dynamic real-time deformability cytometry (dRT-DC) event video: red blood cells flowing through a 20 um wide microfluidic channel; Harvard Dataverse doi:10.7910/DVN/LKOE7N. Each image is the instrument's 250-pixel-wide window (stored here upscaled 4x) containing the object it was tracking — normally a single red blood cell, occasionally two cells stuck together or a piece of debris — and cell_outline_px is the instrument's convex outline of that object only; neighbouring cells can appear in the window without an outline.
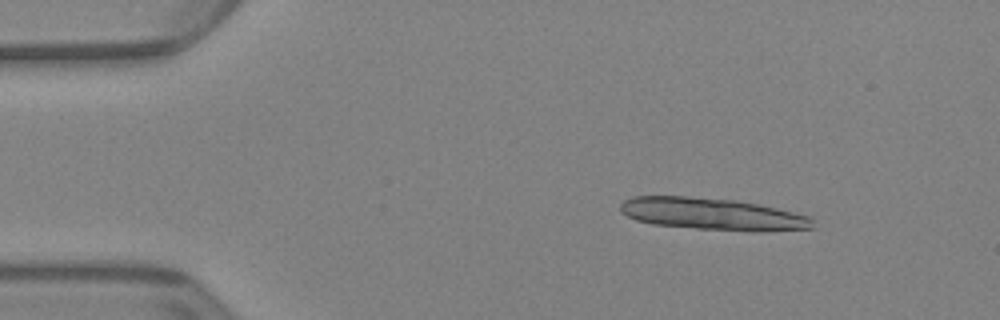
{"species": "Egyptian fruit bat (a non-hibernating species)", "species_latin": "Rousettus aegyptiacus", "temperature_condition": "warm", "stored_images_in_passage": 17, "camera_frame_rate_fps": 3000, "um_per_image_px": 0.085, "animal": {"sex": "female"}, "frame": {"image": 1, "passage_image": 8, "time_ms": 2.333, "image_size_px": [1000, 320], "cell_outline_px": [[812, 228], [760, 232], [696, 228], [652, 224], [636, 220], [620, 212], [620, 204], [624, 200], [632, 196], [688, 196], [736, 200], [776, 208], [812, 216]], "centroid_in_image_um": [60.54, 18.19], "position_along_channel_um": 24.5, "area_um2": 35.89}}